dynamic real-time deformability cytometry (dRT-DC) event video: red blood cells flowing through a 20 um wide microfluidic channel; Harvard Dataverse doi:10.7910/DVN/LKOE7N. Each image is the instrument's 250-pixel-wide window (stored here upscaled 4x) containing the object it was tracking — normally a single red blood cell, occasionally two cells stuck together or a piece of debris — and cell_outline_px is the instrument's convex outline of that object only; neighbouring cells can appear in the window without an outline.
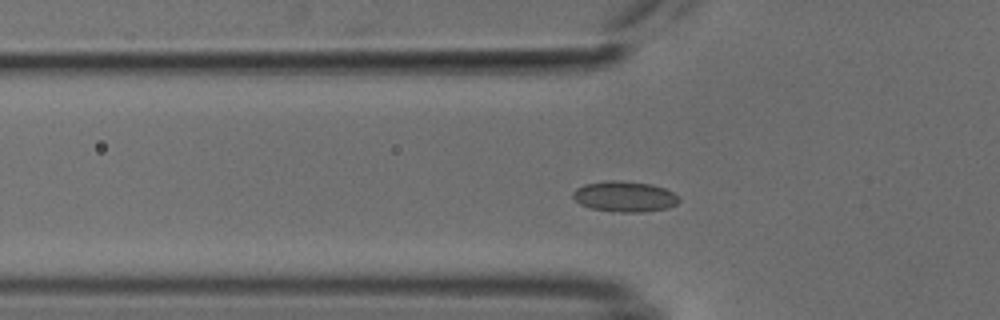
{"species": "common noctule bat (a hibernating species)", "species_latin": "Nyctalus noctula", "temperature_condition": "cold", "stored_images_in_passage": 50, "camera_frame_rate_fps": 3000, "um_per_image_px": 0.085, "animal": {"sex": "male", "body_mass_g": 18.8}, "frame": {"image": 1, "passage_image": 13, "time_ms": 4.0, "image_size_px": [1000, 320], "cell_outline_px": [[680, 200], [676, 204], [668, 208], [644, 212], [616, 212], [592, 208], [580, 204], [572, 196], [572, 192], [576, 188], [584, 184], [608, 180], [620, 180], [652, 184], [664, 188], [672, 192]], "centroid_in_image_um": [53.08, 16.7], "position_along_channel_um": 72.7, "area_um2": 18.96}}
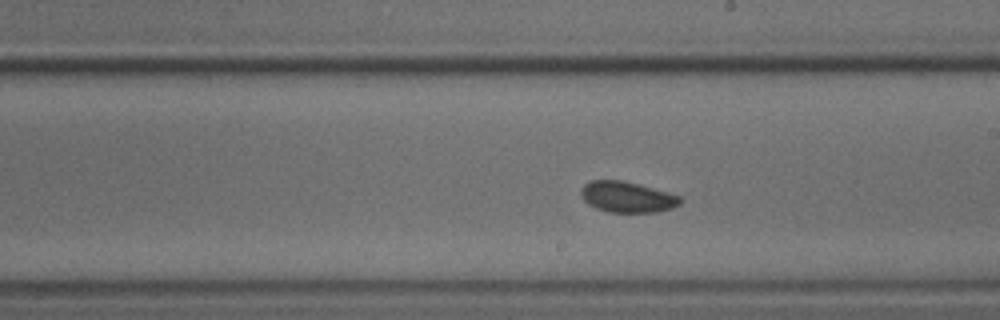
{"frame": {"image": 2, "passage_image": 26, "time_ms": 8.333, "image_size_px": [1000, 320], "cell_outline_px": [[684, 200], [680, 204], [672, 208], [656, 212], [608, 212], [596, 208], [588, 204], [580, 196], [580, 188], [588, 180], [624, 180], [668, 192], [680, 196]], "centroid_in_image_um": [53.29, 16.73], "position_along_channel_um": 235.7, "area_um2": 18.09}}
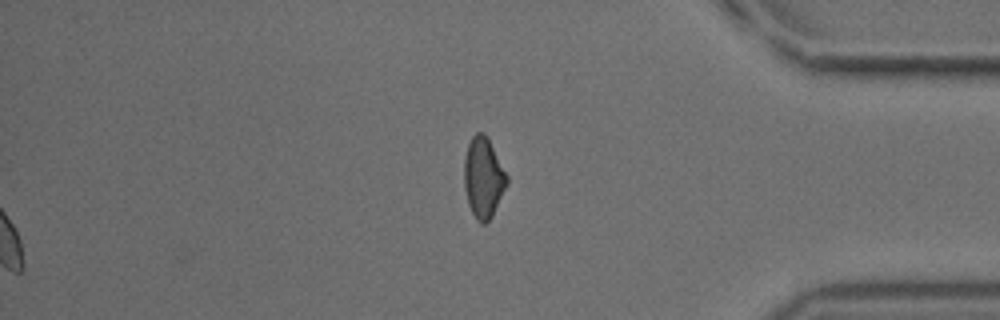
{"frame": {"image": 3, "passage_image": 50, "time_ms": 16.333, "image_size_px": [1000, 320], "cell_outline_px": [[508, 184], [492, 216], [484, 224], [480, 224], [476, 220], [468, 204], [464, 188], [464, 160], [468, 144], [472, 136], [476, 132], [484, 132], [488, 136], [508, 176]], "centroid_in_image_um": [41.09, 15.08], "position_along_channel_um": 394.1, "area_um2": 20.29}}